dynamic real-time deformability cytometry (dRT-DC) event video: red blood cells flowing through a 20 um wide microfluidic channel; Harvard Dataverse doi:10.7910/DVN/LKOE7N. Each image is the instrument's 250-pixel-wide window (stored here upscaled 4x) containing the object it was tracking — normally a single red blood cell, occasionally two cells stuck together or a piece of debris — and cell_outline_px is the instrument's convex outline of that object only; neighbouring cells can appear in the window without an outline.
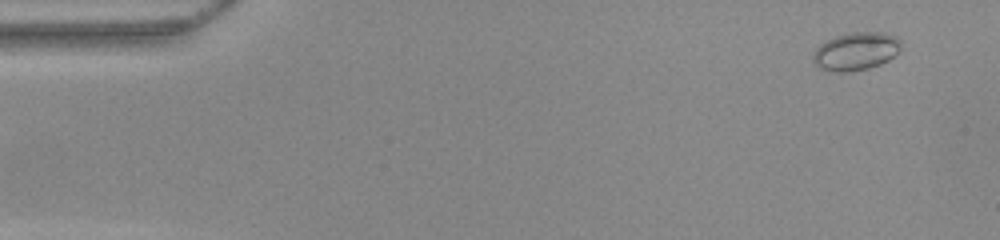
{"species": "common noctule bat (a hibernating species)", "species_latin": "Nyctalus noctula", "temperature_condition": "warm", "stored_images_in_passage": 50, "camera_frame_rate_fps": 3000, "um_per_image_px": 0.085, "animal": {"sex": "female", "body_mass_g": 22.0, "forearm_length_mm": 56.7}, "frame": {"image": 1, "passage_image": 1, "time_ms": 0.0, "image_size_px": [1000, 240], "cell_outline_px": [[900, 48], [888, 60], [880, 64], [868, 68], [848, 72], [836, 72], [820, 68], [812, 60], [812, 56], [816, 48], [820, 44], [836, 36], [852, 32], [880, 32], [896, 36], [900, 40]], "centroid_in_image_um": [72.73, 4.36], "position_along_channel_um": 12.3, "area_um2": 19.25}}
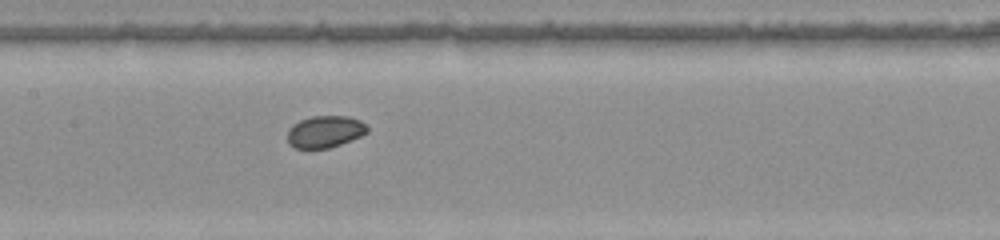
{"frame": {"image": 2, "passage_image": 23, "time_ms": 7.333, "image_size_px": [1000, 240], "cell_outline_px": [[368, 132], [360, 136], [340, 144], [328, 148], [296, 148], [288, 144], [288, 128], [292, 124], [300, 120], [312, 116], [348, 116], [360, 120], [368, 128]], "centroid_in_image_um": [27.6, 11.18], "position_along_channel_um": 179.8, "area_um2": 14.8}}
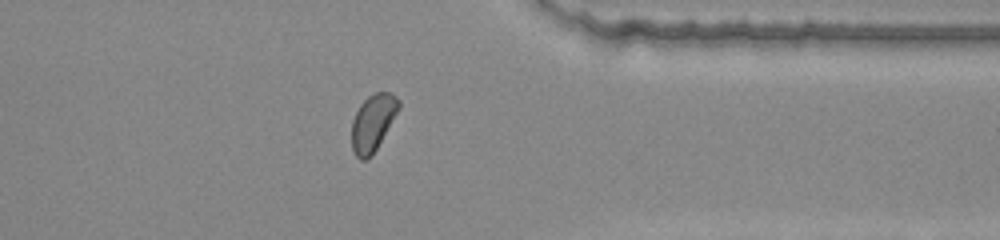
{"frame": {"image": 3, "passage_image": 39, "time_ms": 12.667, "image_size_px": [1000, 240], "cell_outline_px": [[400, 108], [376, 148], [364, 160], [360, 160], [356, 156], [352, 148], [352, 120], [360, 104], [368, 96], [376, 92], [388, 92], [396, 96], [400, 100]], "centroid_in_image_um": [31.69, 10.38], "position_along_channel_um": 379.7, "area_um2": 15.2}, "authors_computed_cell_mechanics": {"area_um2": 15.606, "velocity_mm_per_s": 3.9252, "shape_relaxation_time_tau1_ms": 2.6418, "shape_relaxation_time_tau2_ms": 8.1062, "deformation_change_tau1": 0.0316, "deformation_change_tau2": 0.0622}}